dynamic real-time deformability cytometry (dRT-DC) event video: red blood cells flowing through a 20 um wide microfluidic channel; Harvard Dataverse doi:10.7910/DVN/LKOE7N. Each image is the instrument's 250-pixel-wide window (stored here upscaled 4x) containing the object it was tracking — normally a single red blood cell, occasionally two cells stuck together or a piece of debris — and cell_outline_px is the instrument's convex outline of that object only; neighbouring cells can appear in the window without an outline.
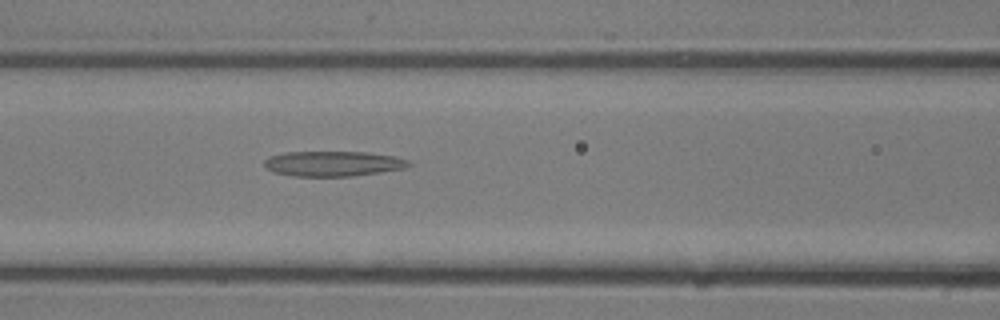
{"species": "common noctule bat (a hibernating species)", "species_latin": "Nyctalus noctula", "temperature_condition": "room temperature", "stored_images_in_passage": 9, "camera_frame_rate_fps": 3000, "um_per_image_px": 0.085, "animal": {"sex": "male", "body_mass_g": 13.3}, "frame": {"image": 1, "passage_image": 9, "time_ms": 2.667, "image_size_px": [1000, 320], "cell_outline_px": [[412, 164], [404, 168], [380, 172], [352, 176], [292, 176], [272, 172], [264, 164], [264, 160], [268, 156], [284, 152], [364, 152], [392, 156], [408, 160]], "centroid_in_image_um": [28.26, 13.91], "position_along_channel_um": 138.3, "area_um2": 21.1}}